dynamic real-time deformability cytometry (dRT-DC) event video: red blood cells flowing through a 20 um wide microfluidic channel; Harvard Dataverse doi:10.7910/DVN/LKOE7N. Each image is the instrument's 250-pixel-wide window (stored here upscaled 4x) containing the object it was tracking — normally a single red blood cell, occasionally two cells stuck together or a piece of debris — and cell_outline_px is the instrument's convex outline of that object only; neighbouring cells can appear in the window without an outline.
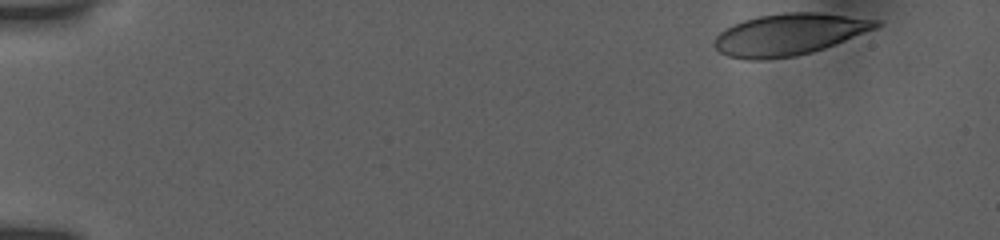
{"species": "human", "species_latin": "Homo sapiens", "temperature_condition": "room temperature", "stored_images_in_passage": 16, "camera_frame_rate_fps": 3000, "um_per_image_px": 0.085, "donor": {"sex": "female"}, "frame": {"image": 1, "passage_image": 1, "time_ms": 0.0, "image_size_px": [1000, 240], "cell_outline_px": [[880, 24], [876, 28], [824, 48], [812, 52], [796, 56], [764, 60], [748, 60], [728, 56], [720, 52], [716, 48], [716, 36], [724, 28], [732, 24], [744, 20], [760, 16], [784, 12], [820, 12], [880, 20]], "centroid_in_image_um": [67.06, 2.92], "position_along_channel_um": 17.9, "area_um2": 39.07}}
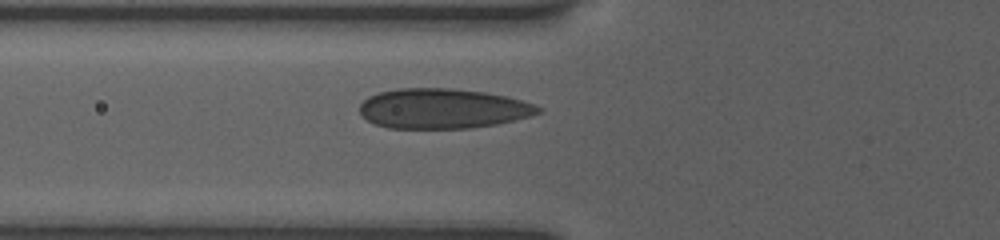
{"frame": {"image": 2, "passage_image": 10, "time_ms": 5.333, "image_size_px": [1000, 240], "cell_outline_px": [[544, 108], [540, 112], [528, 116], [496, 124], [472, 128], [388, 128], [376, 124], [368, 120], [360, 112], [360, 104], [368, 96], [380, 92], [396, 88], [452, 88], [484, 92], [504, 96], [520, 100]], "centroid_in_image_um": [37.6, 9.22], "position_along_channel_um": 88.2, "area_um2": 41.33}}
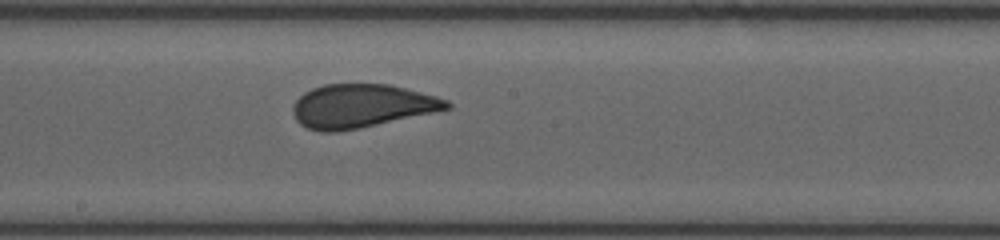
{"frame": {"image": 3, "passage_image": 16, "time_ms": 8.667, "image_size_px": [1000, 240], "cell_outline_px": [[452, 108], [360, 128], [336, 132], [320, 132], [308, 128], [300, 124], [296, 120], [292, 112], [292, 108], [296, 100], [304, 92], [312, 88], [324, 84], [388, 84], [436, 96], [448, 100], [452, 104]], "centroid_in_image_um": [30.71, 9.01], "position_along_channel_um": 217.5, "area_um2": 38.96}}